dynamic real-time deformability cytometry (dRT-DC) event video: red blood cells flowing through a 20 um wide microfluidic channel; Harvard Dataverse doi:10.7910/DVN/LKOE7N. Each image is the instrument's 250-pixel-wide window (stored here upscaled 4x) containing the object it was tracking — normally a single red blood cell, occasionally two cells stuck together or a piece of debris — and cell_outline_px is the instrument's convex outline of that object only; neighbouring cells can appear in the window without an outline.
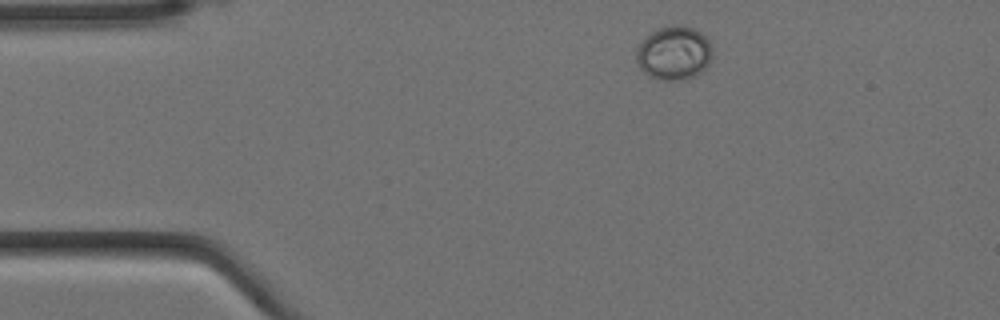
{"species": "Egyptian fruit bat (a non-hibernating species)", "species_latin": "Rousettus aegyptiacus", "temperature_condition": "cold", "stored_images_in_passage": 3, "camera_frame_rate_fps": 3000, "um_per_image_px": 0.085, "animal": {"sex": "female"}, "frame": {"image": 1, "passage_image": 1, "time_ms": 0.0, "image_size_px": [1000, 320], "cell_outline_px": [[712, 56], [708, 64], [696, 76], [672, 80], [664, 80], [648, 76], [640, 68], [636, 60], [636, 52], [644, 36], [660, 28], [672, 24], [684, 24], [700, 32], [708, 40], [712, 48]], "centroid_in_image_um": [57.28, 4.49], "position_along_channel_um": 27.7, "area_um2": 23.81}}